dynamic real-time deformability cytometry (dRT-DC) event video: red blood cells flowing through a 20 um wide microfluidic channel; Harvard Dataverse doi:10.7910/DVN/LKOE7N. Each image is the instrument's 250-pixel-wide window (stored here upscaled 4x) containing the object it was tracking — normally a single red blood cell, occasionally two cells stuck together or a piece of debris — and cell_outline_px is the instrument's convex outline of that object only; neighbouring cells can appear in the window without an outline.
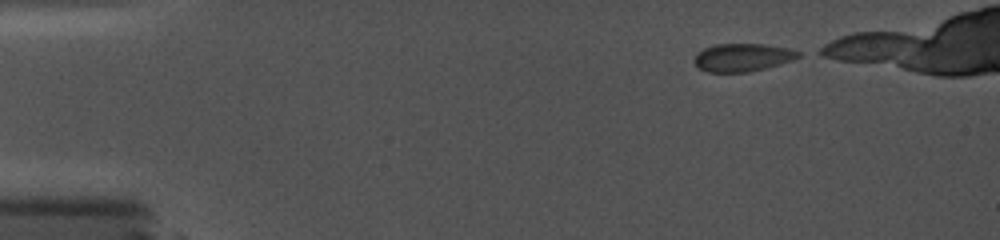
{"species": "common noctule bat (a hibernating species)", "species_latin": "Nyctalus noctula", "temperature_condition": "cold", "stored_images_in_passage": 70, "camera_frame_rate_fps": 5000, "um_per_image_px": 0.085, "animal": {"sex": "female", "body_mass_g": 19.0, "forearm_length_mm": 56.7}, "frame": {"image": 1, "passage_image": 1, "time_ms": 0.0, "image_size_px": [1000, 240], "cell_outline_px": [[800, 56], [792, 60], [780, 64], [748, 72], [708, 72], [700, 68], [692, 60], [696, 52], [704, 48], [716, 44], [764, 44], [792, 48], [800, 52]], "centroid_in_image_um": [63.11, 4.87], "position_along_channel_um": 21.9, "area_um2": 17.05}}
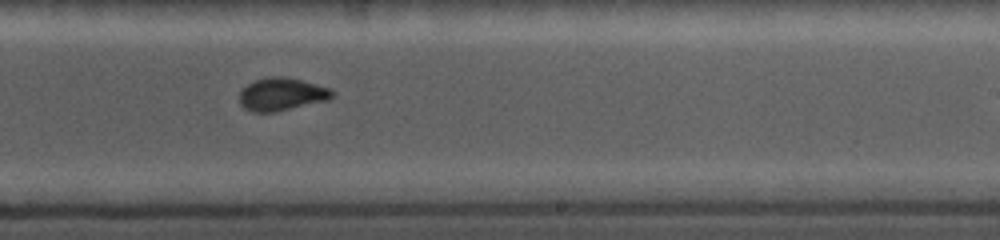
{"frame": {"image": 2, "passage_image": 49, "time_ms": 8.8, "image_size_px": [1000, 240], "cell_outline_px": [[332, 96], [328, 100], [272, 112], [252, 112], [244, 108], [240, 104], [240, 92], [248, 84], [256, 80], [272, 76], [280, 76], [300, 80], [328, 88], [332, 92]], "centroid_in_image_um": [23.89, 8.02], "position_along_channel_um": 265.1, "area_um2": 17.22}}
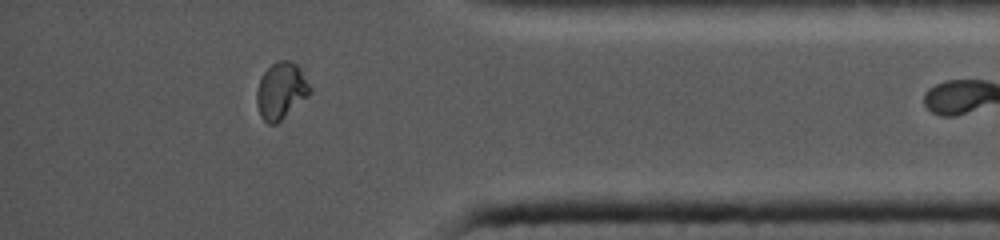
{"frame": {"image": 3, "passage_image": 69, "time_ms": 12.8, "image_size_px": [1000, 240], "cell_outline_px": [[312, 92], [308, 96], [276, 124], [268, 124], [260, 116], [256, 104], [256, 92], [260, 80], [264, 72], [272, 64], [280, 60], [288, 60], [296, 64], [300, 68], [312, 88]], "centroid_in_image_um": [23.89, 7.72], "position_along_channel_um": 411.3, "area_um2": 17.51}}